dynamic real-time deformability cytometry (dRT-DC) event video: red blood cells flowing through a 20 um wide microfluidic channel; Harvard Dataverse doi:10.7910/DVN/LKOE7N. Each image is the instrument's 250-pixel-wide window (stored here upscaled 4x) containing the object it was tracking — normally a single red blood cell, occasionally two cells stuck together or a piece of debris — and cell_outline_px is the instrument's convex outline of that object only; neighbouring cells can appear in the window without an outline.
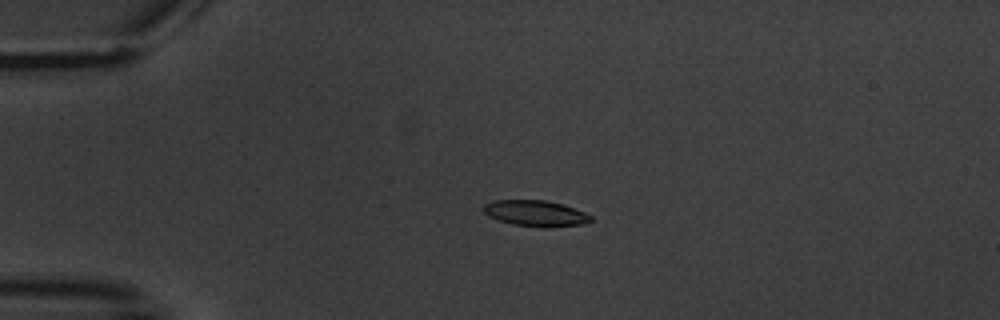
{"species": "common noctule bat (a hibernating species)", "species_latin": "Nyctalus noctula", "temperature_condition": "warm", "stored_images_in_passage": 6, "camera_frame_rate_fps": 3000, "um_per_image_px": 0.085, "animal": {"sex": "male", "body_mass_g": 20.1, "forearm_length_mm": 53.5}, "frame": {"image": 1, "passage_image": 5, "time_ms": 4.667, "image_size_px": [1000, 320], "cell_outline_px": [[592, 220], [584, 224], [548, 228], [540, 228], [512, 224], [488, 216], [484, 212], [484, 204], [492, 200], [544, 200], [564, 204], [584, 212], [592, 216]], "centroid_in_image_um": [45.55, 18.14], "position_along_channel_um": 39.5, "area_um2": 16.42}}